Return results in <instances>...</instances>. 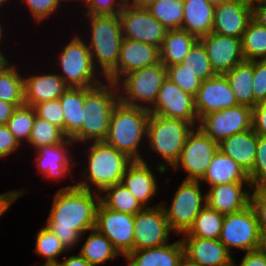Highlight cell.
Here are the masks:
<instances>
[{
  "instance_id": "1",
  "label": "cell",
  "mask_w": 266,
  "mask_h": 266,
  "mask_svg": "<svg viewBox=\"0 0 266 266\" xmlns=\"http://www.w3.org/2000/svg\"><path fill=\"white\" fill-rule=\"evenodd\" d=\"M100 196L99 193L82 189L76 184L59 188L54 194L45 226L59 238L67 250L75 248L82 236L85 237L86 231L95 228Z\"/></svg>"
},
{
  "instance_id": "2",
  "label": "cell",
  "mask_w": 266,
  "mask_h": 266,
  "mask_svg": "<svg viewBox=\"0 0 266 266\" xmlns=\"http://www.w3.org/2000/svg\"><path fill=\"white\" fill-rule=\"evenodd\" d=\"M105 81V84L84 88L83 123L71 138L75 143L99 142L107 138L112 111L119 103V91L114 82Z\"/></svg>"
},
{
  "instance_id": "3",
  "label": "cell",
  "mask_w": 266,
  "mask_h": 266,
  "mask_svg": "<svg viewBox=\"0 0 266 266\" xmlns=\"http://www.w3.org/2000/svg\"><path fill=\"white\" fill-rule=\"evenodd\" d=\"M90 144L88 152L86 151L88 162L86 161L87 165L84 172L82 171L85 179L78 180L76 186L91 191V185H94V192L103 194L107 187L121 183L124 172L132 160L105 141H90Z\"/></svg>"
},
{
  "instance_id": "4",
  "label": "cell",
  "mask_w": 266,
  "mask_h": 266,
  "mask_svg": "<svg viewBox=\"0 0 266 266\" xmlns=\"http://www.w3.org/2000/svg\"><path fill=\"white\" fill-rule=\"evenodd\" d=\"M149 116L148 109L119 102L112 111L105 142L132 161H142L144 158L138 151L143 137L146 140Z\"/></svg>"
},
{
  "instance_id": "5",
  "label": "cell",
  "mask_w": 266,
  "mask_h": 266,
  "mask_svg": "<svg viewBox=\"0 0 266 266\" xmlns=\"http://www.w3.org/2000/svg\"><path fill=\"white\" fill-rule=\"evenodd\" d=\"M195 126L181 119L150 114L147 122L146 140L149 148L164 159L157 165V172L164 173L178 162L188 134Z\"/></svg>"
},
{
  "instance_id": "6",
  "label": "cell",
  "mask_w": 266,
  "mask_h": 266,
  "mask_svg": "<svg viewBox=\"0 0 266 266\" xmlns=\"http://www.w3.org/2000/svg\"><path fill=\"white\" fill-rule=\"evenodd\" d=\"M90 50L93 65L100 68V75L106 77L116 66L123 41L119 15L89 16ZM96 62V63H95ZM97 64V65H96Z\"/></svg>"
},
{
  "instance_id": "7",
  "label": "cell",
  "mask_w": 266,
  "mask_h": 266,
  "mask_svg": "<svg viewBox=\"0 0 266 266\" xmlns=\"http://www.w3.org/2000/svg\"><path fill=\"white\" fill-rule=\"evenodd\" d=\"M166 78V67L161 62L124 75L116 83L119 102L149 110L156 102L159 89Z\"/></svg>"
},
{
  "instance_id": "8",
  "label": "cell",
  "mask_w": 266,
  "mask_h": 266,
  "mask_svg": "<svg viewBox=\"0 0 266 266\" xmlns=\"http://www.w3.org/2000/svg\"><path fill=\"white\" fill-rule=\"evenodd\" d=\"M80 37L75 35L61 49L59 61H56L61 67L58 75L69 87H95L102 83L96 75L99 68L95 70L87 42Z\"/></svg>"
},
{
  "instance_id": "9",
  "label": "cell",
  "mask_w": 266,
  "mask_h": 266,
  "mask_svg": "<svg viewBox=\"0 0 266 266\" xmlns=\"http://www.w3.org/2000/svg\"><path fill=\"white\" fill-rule=\"evenodd\" d=\"M200 183V181L183 180L169 208L165 202H160L169 226L176 235L186 233L197 215L207 205L206 194L202 193Z\"/></svg>"
},
{
  "instance_id": "10",
  "label": "cell",
  "mask_w": 266,
  "mask_h": 266,
  "mask_svg": "<svg viewBox=\"0 0 266 266\" xmlns=\"http://www.w3.org/2000/svg\"><path fill=\"white\" fill-rule=\"evenodd\" d=\"M219 143L208 137L198 126L188 134L178 162L172 168L187 172L184 180L200 181L205 175Z\"/></svg>"
},
{
  "instance_id": "11",
  "label": "cell",
  "mask_w": 266,
  "mask_h": 266,
  "mask_svg": "<svg viewBox=\"0 0 266 266\" xmlns=\"http://www.w3.org/2000/svg\"><path fill=\"white\" fill-rule=\"evenodd\" d=\"M259 231L255 210L249 204L240 211L224 215L219 240L230 252L232 248L254 251L258 245Z\"/></svg>"
},
{
  "instance_id": "12",
  "label": "cell",
  "mask_w": 266,
  "mask_h": 266,
  "mask_svg": "<svg viewBox=\"0 0 266 266\" xmlns=\"http://www.w3.org/2000/svg\"><path fill=\"white\" fill-rule=\"evenodd\" d=\"M198 127L213 141L220 143L233 134L252 129V108L237 105L203 116Z\"/></svg>"
},
{
  "instance_id": "13",
  "label": "cell",
  "mask_w": 266,
  "mask_h": 266,
  "mask_svg": "<svg viewBox=\"0 0 266 266\" xmlns=\"http://www.w3.org/2000/svg\"><path fill=\"white\" fill-rule=\"evenodd\" d=\"M123 38L161 48L167 29L146 8L126 3L119 14Z\"/></svg>"
},
{
  "instance_id": "14",
  "label": "cell",
  "mask_w": 266,
  "mask_h": 266,
  "mask_svg": "<svg viewBox=\"0 0 266 266\" xmlns=\"http://www.w3.org/2000/svg\"><path fill=\"white\" fill-rule=\"evenodd\" d=\"M95 228L112 242L122 257L134 250V215L110 210L100 202Z\"/></svg>"
},
{
  "instance_id": "15",
  "label": "cell",
  "mask_w": 266,
  "mask_h": 266,
  "mask_svg": "<svg viewBox=\"0 0 266 266\" xmlns=\"http://www.w3.org/2000/svg\"><path fill=\"white\" fill-rule=\"evenodd\" d=\"M134 250L159 247L169 243V226L161 204L144 208L134 215Z\"/></svg>"
},
{
  "instance_id": "16",
  "label": "cell",
  "mask_w": 266,
  "mask_h": 266,
  "mask_svg": "<svg viewBox=\"0 0 266 266\" xmlns=\"http://www.w3.org/2000/svg\"><path fill=\"white\" fill-rule=\"evenodd\" d=\"M152 115L181 119L198 126V116L194 106V96L166 78L159 89L154 105L149 109Z\"/></svg>"
},
{
  "instance_id": "17",
  "label": "cell",
  "mask_w": 266,
  "mask_h": 266,
  "mask_svg": "<svg viewBox=\"0 0 266 266\" xmlns=\"http://www.w3.org/2000/svg\"><path fill=\"white\" fill-rule=\"evenodd\" d=\"M159 62V48L151 44L123 38L117 66L104 80L116 84L124 75Z\"/></svg>"
},
{
  "instance_id": "18",
  "label": "cell",
  "mask_w": 266,
  "mask_h": 266,
  "mask_svg": "<svg viewBox=\"0 0 266 266\" xmlns=\"http://www.w3.org/2000/svg\"><path fill=\"white\" fill-rule=\"evenodd\" d=\"M237 105L236 97L225 74H216L202 81L194 96V106L199 120L209 113Z\"/></svg>"
},
{
  "instance_id": "19",
  "label": "cell",
  "mask_w": 266,
  "mask_h": 266,
  "mask_svg": "<svg viewBox=\"0 0 266 266\" xmlns=\"http://www.w3.org/2000/svg\"><path fill=\"white\" fill-rule=\"evenodd\" d=\"M199 41L203 44L216 74H225L245 61L240 38L211 32L199 38Z\"/></svg>"
},
{
  "instance_id": "20",
  "label": "cell",
  "mask_w": 266,
  "mask_h": 266,
  "mask_svg": "<svg viewBox=\"0 0 266 266\" xmlns=\"http://www.w3.org/2000/svg\"><path fill=\"white\" fill-rule=\"evenodd\" d=\"M184 258L199 266H232L233 257L219 239L194 236L181 238Z\"/></svg>"
},
{
  "instance_id": "21",
  "label": "cell",
  "mask_w": 266,
  "mask_h": 266,
  "mask_svg": "<svg viewBox=\"0 0 266 266\" xmlns=\"http://www.w3.org/2000/svg\"><path fill=\"white\" fill-rule=\"evenodd\" d=\"M252 20V6L242 0H233L215 6L212 32L242 39Z\"/></svg>"
},
{
  "instance_id": "22",
  "label": "cell",
  "mask_w": 266,
  "mask_h": 266,
  "mask_svg": "<svg viewBox=\"0 0 266 266\" xmlns=\"http://www.w3.org/2000/svg\"><path fill=\"white\" fill-rule=\"evenodd\" d=\"M243 187L249 188L246 190ZM252 188L250 182H233L210 186L209 191L206 192L207 206L222 215L240 211L250 204Z\"/></svg>"
},
{
  "instance_id": "23",
  "label": "cell",
  "mask_w": 266,
  "mask_h": 266,
  "mask_svg": "<svg viewBox=\"0 0 266 266\" xmlns=\"http://www.w3.org/2000/svg\"><path fill=\"white\" fill-rule=\"evenodd\" d=\"M74 141L67 138L61 144L46 145L36 150L37 155L36 166L39 168V173L43 174V178L59 179L65 178L67 175L71 174L73 161L71 154L68 153L70 148L68 145H72ZM71 161V162H70ZM70 171V173H68ZM47 176V177H46Z\"/></svg>"
},
{
  "instance_id": "24",
  "label": "cell",
  "mask_w": 266,
  "mask_h": 266,
  "mask_svg": "<svg viewBox=\"0 0 266 266\" xmlns=\"http://www.w3.org/2000/svg\"><path fill=\"white\" fill-rule=\"evenodd\" d=\"M145 159L132 161L126 168L121 183L130 190L137 200L145 207L151 208L160 205L147 206L150 200L159 191L154 172Z\"/></svg>"
},
{
  "instance_id": "25",
  "label": "cell",
  "mask_w": 266,
  "mask_h": 266,
  "mask_svg": "<svg viewBox=\"0 0 266 266\" xmlns=\"http://www.w3.org/2000/svg\"><path fill=\"white\" fill-rule=\"evenodd\" d=\"M23 78L25 105L32 107L41 102L59 99L69 88L63 79L53 72Z\"/></svg>"
},
{
  "instance_id": "26",
  "label": "cell",
  "mask_w": 266,
  "mask_h": 266,
  "mask_svg": "<svg viewBox=\"0 0 266 266\" xmlns=\"http://www.w3.org/2000/svg\"><path fill=\"white\" fill-rule=\"evenodd\" d=\"M127 266H180L184 259L181 239L153 248L133 250L125 257Z\"/></svg>"
},
{
  "instance_id": "27",
  "label": "cell",
  "mask_w": 266,
  "mask_h": 266,
  "mask_svg": "<svg viewBox=\"0 0 266 266\" xmlns=\"http://www.w3.org/2000/svg\"><path fill=\"white\" fill-rule=\"evenodd\" d=\"M257 134L253 129L233 134L219 143V150L231 157L249 175L254 167Z\"/></svg>"
},
{
  "instance_id": "28",
  "label": "cell",
  "mask_w": 266,
  "mask_h": 266,
  "mask_svg": "<svg viewBox=\"0 0 266 266\" xmlns=\"http://www.w3.org/2000/svg\"><path fill=\"white\" fill-rule=\"evenodd\" d=\"M184 18L181 30L198 39L212 32L215 6L207 0H183Z\"/></svg>"
},
{
  "instance_id": "29",
  "label": "cell",
  "mask_w": 266,
  "mask_h": 266,
  "mask_svg": "<svg viewBox=\"0 0 266 266\" xmlns=\"http://www.w3.org/2000/svg\"><path fill=\"white\" fill-rule=\"evenodd\" d=\"M202 181L209 184V187L233 182H250L248 175L239 164L220 150L213 156L200 182Z\"/></svg>"
},
{
  "instance_id": "30",
  "label": "cell",
  "mask_w": 266,
  "mask_h": 266,
  "mask_svg": "<svg viewBox=\"0 0 266 266\" xmlns=\"http://www.w3.org/2000/svg\"><path fill=\"white\" fill-rule=\"evenodd\" d=\"M198 40L196 36L181 29L167 30L159 49L160 62L165 67L180 64Z\"/></svg>"
},
{
  "instance_id": "31",
  "label": "cell",
  "mask_w": 266,
  "mask_h": 266,
  "mask_svg": "<svg viewBox=\"0 0 266 266\" xmlns=\"http://www.w3.org/2000/svg\"><path fill=\"white\" fill-rule=\"evenodd\" d=\"M230 88L239 105L254 108L257 104L253 98L254 60L244 61L225 73Z\"/></svg>"
},
{
  "instance_id": "32",
  "label": "cell",
  "mask_w": 266,
  "mask_h": 266,
  "mask_svg": "<svg viewBox=\"0 0 266 266\" xmlns=\"http://www.w3.org/2000/svg\"><path fill=\"white\" fill-rule=\"evenodd\" d=\"M59 101L64 114V135L71 139L83 123L84 88L69 87Z\"/></svg>"
},
{
  "instance_id": "33",
  "label": "cell",
  "mask_w": 266,
  "mask_h": 266,
  "mask_svg": "<svg viewBox=\"0 0 266 266\" xmlns=\"http://www.w3.org/2000/svg\"><path fill=\"white\" fill-rule=\"evenodd\" d=\"M24 76L12 66L7 59L0 61V100L14 104L16 107L23 106L24 101Z\"/></svg>"
},
{
  "instance_id": "34",
  "label": "cell",
  "mask_w": 266,
  "mask_h": 266,
  "mask_svg": "<svg viewBox=\"0 0 266 266\" xmlns=\"http://www.w3.org/2000/svg\"><path fill=\"white\" fill-rule=\"evenodd\" d=\"M89 233L79 252L89 264L100 266V264H104L106 261L121 256L112 245V242L96 228L91 229Z\"/></svg>"
},
{
  "instance_id": "35",
  "label": "cell",
  "mask_w": 266,
  "mask_h": 266,
  "mask_svg": "<svg viewBox=\"0 0 266 266\" xmlns=\"http://www.w3.org/2000/svg\"><path fill=\"white\" fill-rule=\"evenodd\" d=\"M103 192L100 202L110 210L136 215L145 208L122 183L107 187Z\"/></svg>"
},
{
  "instance_id": "36",
  "label": "cell",
  "mask_w": 266,
  "mask_h": 266,
  "mask_svg": "<svg viewBox=\"0 0 266 266\" xmlns=\"http://www.w3.org/2000/svg\"><path fill=\"white\" fill-rule=\"evenodd\" d=\"M224 215L207 205L201 210L194 223L183 236H194L207 239H219Z\"/></svg>"
},
{
  "instance_id": "37",
  "label": "cell",
  "mask_w": 266,
  "mask_h": 266,
  "mask_svg": "<svg viewBox=\"0 0 266 266\" xmlns=\"http://www.w3.org/2000/svg\"><path fill=\"white\" fill-rule=\"evenodd\" d=\"M167 30H179L183 24V0H156L146 8Z\"/></svg>"
},
{
  "instance_id": "38",
  "label": "cell",
  "mask_w": 266,
  "mask_h": 266,
  "mask_svg": "<svg viewBox=\"0 0 266 266\" xmlns=\"http://www.w3.org/2000/svg\"><path fill=\"white\" fill-rule=\"evenodd\" d=\"M241 40L245 61L266 60V27L252 19Z\"/></svg>"
},
{
  "instance_id": "39",
  "label": "cell",
  "mask_w": 266,
  "mask_h": 266,
  "mask_svg": "<svg viewBox=\"0 0 266 266\" xmlns=\"http://www.w3.org/2000/svg\"><path fill=\"white\" fill-rule=\"evenodd\" d=\"M35 239V253L46 259L44 264L40 266H55L59 261L57 257L63 252L68 253L59 238L46 226L38 231Z\"/></svg>"
},
{
  "instance_id": "40",
  "label": "cell",
  "mask_w": 266,
  "mask_h": 266,
  "mask_svg": "<svg viewBox=\"0 0 266 266\" xmlns=\"http://www.w3.org/2000/svg\"><path fill=\"white\" fill-rule=\"evenodd\" d=\"M66 139L67 137L59 127L36 116L28 144L30 143L31 147L37 150L46 145L61 144Z\"/></svg>"
},
{
  "instance_id": "41",
  "label": "cell",
  "mask_w": 266,
  "mask_h": 266,
  "mask_svg": "<svg viewBox=\"0 0 266 266\" xmlns=\"http://www.w3.org/2000/svg\"><path fill=\"white\" fill-rule=\"evenodd\" d=\"M36 119V112L32 106L23 105L17 107L11 118L6 123L9 131L20 142L29 141L31 130Z\"/></svg>"
},
{
  "instance_id": "42",
  "label": "cell",
  "mask_w": 266,
  "mask_h": 266,
  "mask_svg": "<svg viewBox=\"0 0 266 266\" xmlns=\"http://www.w3.org/2000/svg\"><path fill=\"white\" fill-rule=\"evenodd\" d=\"M180 65L190 70L202 81L216 75L212 69L207 52L199 40L192 46L185 60Z\"/></svg>"
},
{
  "instance_id": "43",
  "label": "cell",
  "mask_w": 266,
  "mask_h": 266,
  "mask_svg": "<svg viewBox=\"0 0 266 266\" xmlns=\"http://www.w3.org/2000/svg\"><path fill=\"white\" fill-rule=\"evenodd\" d=\"M166 71L167 78L180 87L184 92H187L192 96L196 95L202 80L194 73L185 67H182L180 64L166 67Z\"/></svg>"
},
{
  "instance_id": "44",
  "label": "cell",
  "mask_w": 266,
  "mask_h": 266,
  "mask_svg": "<svg viewBox=\"0 0 266 266\" xmlns=\"http://www.w3.org/2000/svg\"><path fill=\"white\" fill-rule=\"evenodd\" d=\"M253 188L266 189V137L257 135L255 162L248 175Z\"/></svg>"
},
{
  "instance_id": "45",
  "label": "cell",
  "mask_w": 266,
  "mask_h": 266,
  "mask_svg": "<svg viewBox=\"0 0 266 266\" xmlns=\"http://www.w3.org/2000/svg\"><path fill=\"white\" fill-rule=\"evenodd\" d=\"M126 2L124 0H85L84 5L87 10L82 14L89 16H115L123 10Z\"/></svg>"
},
{
  "instance_id": "46",
  "label": "cell",
  "mask_w": 266,
  "mask_h": 266,
  "mask_svg": "<svg viewBox=\"0 0 266 266\" xmlns=\"http://www.w3.org/2000/svg\"><path fill=\"white\" fill-rule=\"evenodd\" d=\"M33 108L37 117L59 127L64 133V114L59 99L38 103Z\"/></svg>"
},
{
  "instance_id": "47",
  "label": "cell",
  "mask_w": 266,
  "mask_h": 266,
  "mask_svg": "<svg viewBox=\"0 0 266 266\" xmlns=\"http://www.w3.org/2000/svg\"><path fill=\"white\" fill-rule=\"evenodd\" d=\"M26 2L30 13L32 14L36 22L41 23L45 19H48L57 8H60L62 0H22Z\"/></svg>"
},
{
  "instance_id": "48",
  "label": "cell",
  "mask_w": 266,
  "mask_h": 266,
  "mask_svg": "<svg viewBox=\"0 0 266 266\" xmlns=\"http://www.w3.org/2000/svg\"><path fill=\"white\" fill-rule=\"evenodd\" d=\"M252 91L257 104L266 102V60H254Z\"/></svg>"
},
{
  "instance_id": "49",
  "label": "cell",
  "mask_w": 266,
  "mask_h": 266,
  "mask_svg": "<svg viewBox=\"0 0 266 266\" xmlns=\"http://www.w3.org/2000/svg\"><path fill=\"white\" fill-rule=\"evenodd\" d=\"M250 204L255 210L259 229L266 230V189L252 188Z\"/></svg>"
},
{
  "instance_id": "50",
  "label": "cell",
  "mask_w": 266,
  "mask_h": 266,
  "mask_svg": "<svg viewBox=\"0 0 266 266\" xmlns=\"http://www.w3.org/2000/svg\"><path fill=\"white\" fill-rule=\"evenodd\" d=\"M21 146L20 142L9 131L6 124H0V159L17 151Z\"/></svg>"
},
{
  "instance_id": "51",
  "label": "cell",
  "mask_w": 266,
  "mask_h": 266,
  "mask_svg": "<svg viewBox=\"0 0 266 266\" xmlns=\"http://www.w3.org/2000/svg\"><path fill=\"white\" fill-rule=\"evenodd\" d=\"M252 129L258 136L266 137V102L252 108Z\"/></svg>"
},
{
  "instance_id": "52",
  "label": "cell",
  "mask_w": 266,
  "mask_h": 266,
  "mask_svg": "<svg viewBox=\"0 0 266 266\" xmlns=\"http://www.w3.org/2000/svg\"><path fill=\"white\" fill-rule=\"evenodd\" d=\"M232 266H266V257L257 250L245 252L239 265L233 259Z\"/></svg>"
},
{
  "instance_id": "53",
  "label": "cell",
  "mask_w": 266,
  "mask_h": 266,
  "mask_svg": "<svg viewBox=\"0 0 266 266\" xmlns=\"http://www.w3.org/2000/svg\"><path fill=\"white\" fill-rule=\"evenodd\" d=\"M25 188L22 190L7 191L0 194V217L10 208V206L23 194L26 193Z\"/></svg>"
},
{
  "instance_id": "54",
  "label": "cell",
  "mask_w": 266,
  "mask_h": 266,
  "mask_svg": "<svg viewBox=\"0 0 266 266\" xmlns=\"http://www.w3.org/2000/svg\"><path fill=\"white\" fill-rule=\"evenodd\" d=\"M252 19L259 25L266 27V2L252 6Z\"/></svg>"
},
{
  "instance_id": "55",
  "label": "cell",
  "mask_w": 266,
  "mask_h": 266,
  "mask_svg": "<svg viewBox=\"0 0 266 266\" xmlns=\"http://www.w3.org/2000/svg\"><path fill=\"white\" fill-rule=\"evenodd\" d=\"M63 261H58L55 266H92L79 253L78 255H71L68 258L64 256Z\"/></svg>"
},
{
  "instance_id": "56",
  "label": "cell",
  "mask_w": 266,
  "mask_h": 266,
  "mask_svg": "<svg viewBox=\"0 0 266 266\" xmlns=\"http://www.w3.org/2000/svg\"><path fill=\"white\" fill-rule=\"evenodd\" d=\"M17 107L0 100V124H6Z\"/></svg>"
},
{
  "instance_id": "57",
  "label": "cell",
  "mask_w": 266,
  "mask_h": 266,
  "mask_svg": "<svg viewBox=\"0 0 266 266\" xmlns=\"http://www.w3.org/2000/svg\"><path fill=\"white\" fill-rule=\"evenodd\" d=\"M256 250L266 257V230L259 231L258 245Z\"/></svg>"
},
{
  "instance_id": "58",
  "label": "cell",
  "mask_w": 266,
  "mask_h": 266,
  "mask_svg": "<svg viewBox=\"0 0 266 266\" xmlns=\"http://www.w3.org/2000/svg\"><path fill=\"white\" fill-rule=\"evenodd\" d=\"M156 0H129L127 3L137 8H147Z\"/></svg>"
},
{
  "instance_id": "59",
  "label": "cell",
  "mask_w": 266,
  "mask_h": 266,
  "mask_svg": "<svg viewBox=\"0 0 266 266\" xmlns=\"http://www.w3.org/2000/svg\"><path fill=\"white\" fill-rule=\"evenodd\" d=\"M207 1H209L214 6H217V5H221L223 3L230 2L233 0H207Z\"/></svg>"
},
{
  "instance_id": "60",
  "label": "cell",
  "mask_w": 266,
  "mask_h": 266,
  "mask_svg": "<svg viewBox=\"0 0 266 266\" xmlns=\"http://www.w3.org/2000/svg\"><path fill=\"white\" fill-rule=\"evenodd\" d=\"M2 25L3 24L0 22V41H1L2 37L4 36L3 33H2L3 32ZM0 44H1V42H0ZM4 54L5 53H3V50L0 49V57L2 59H7L6 56H4Z\"/></svg>"
},
{
  "instance_id": "61",
  "label": "cell",
  "mask_w": 266,
  "mask_h": 266,
  "mask_svg": "<svg viewBox=\"0 0 266 266\" xmlns=\"http://www.w3.org/2000/svg\"><path fill=\"white\" fill-rule=\"evenodd\" d=\"M242 1L250 6H253L254 4H257V3L266 2V0H242Z\"/></svg>"
},
{
  "instance_id": "62",
  "label": "cell",
  "mask_w": 266,
  "mask_h": 266,
  "mask_svg": "<svg viewBox=\"0 0 266 266\" xmlns=\"http://www.w3.org/2000/svg\"><path fill=\"white\" fill-rule=\"evenodd\" d=\"M180 266H199V265L194 264L190 262L189 260H187L186 258H184L182 262L180 263Z\"/></svg>"
},
{
  "instance_id": "63",
  "label": "cell",
  "mask_w": 266,
  "mask_h": 266,
  "mask_svg": "<svg viewBox=\"0 0 266 266\" xmlns=\"http://www.w3.org/2000/svg\"><path fill=\"white\" fill-rule=\"evenodd\" d=\"M9 0H0V6H3V4H5V2H7Z\"/></svg>"
},
{
  "instance_id": "64",
  "label": "cell",
  "mask_w": 266,
  "mask_h": 266,
  "mask_svg": "<svg viewBox=\"0 0 266 266\" xmlns=\"http://www.w3.org/2000/svg\"><path fill=\"white\" fill-rule=\"evenodd\" d=\"M63 1H72V0H63ZM73 1H75V0H73ZM79 1H81V0H79ZM82 1H85V0H82Z\"/></svg>"
}]
</instances>
